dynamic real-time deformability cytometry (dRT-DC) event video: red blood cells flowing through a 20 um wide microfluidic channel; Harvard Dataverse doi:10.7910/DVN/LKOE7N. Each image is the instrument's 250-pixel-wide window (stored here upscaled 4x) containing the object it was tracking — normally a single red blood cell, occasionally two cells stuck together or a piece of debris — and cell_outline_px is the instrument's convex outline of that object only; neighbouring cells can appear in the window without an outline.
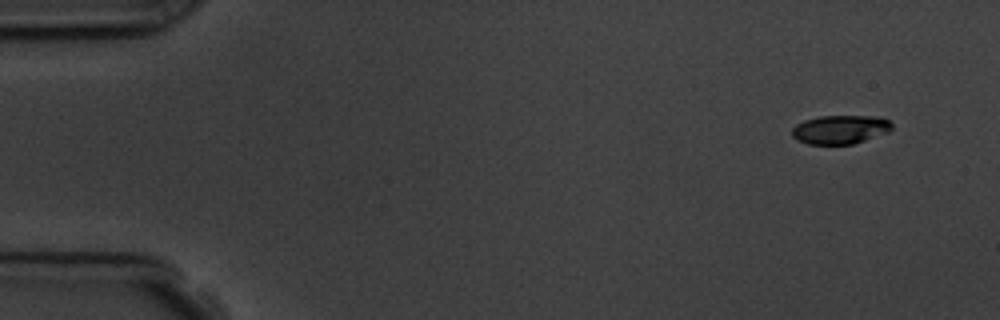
{"species": "common noctule bat (a hibernating species)", "species_latin": "Nyctalus noctula", "temperature_condition": "room temperature", "stored_images_in_passage": 4, "camera_frame_rate_fps": 3000, "um_per_image_px": 0.085, "animal": {"sex": "male", "body_mass_g": 19.5, "forearm_length_mm": 54.6}, "frame": {"image": 1, "passage_image": 1, "time_ms": 0.0, "image_size_px": [1000, 320], "cell_outline_px": [[892, 128], [888, 132], [852, 144], [808, 144], [796, 140], [792, 136], [792, 128], [796, 124], [804, 120], [820, 116], [880, 116], [888, 120], [892, 124]], "centroid_in_image_um": [71.4, 11.0], "position_along_channel_um": 13.6, "area_um2": 16.76}}
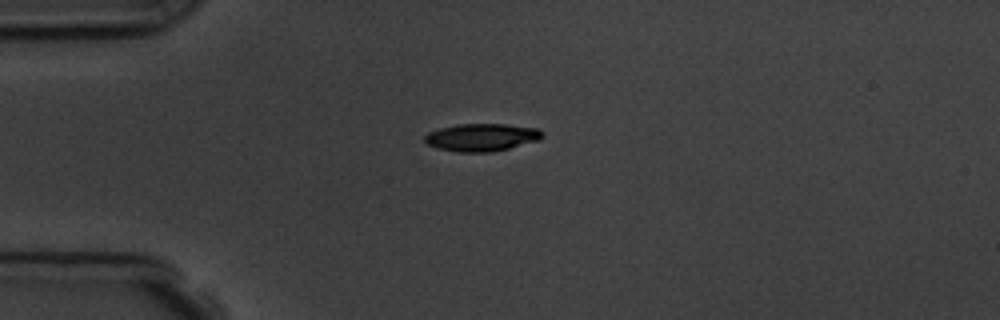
{"frame": {"image": 2, "passage_image": 4, "time_ms": 3.333, "image_size_px": [1000, 320], "cell_outline_px": [[544, 136], [540, 140], [492, 152], [460, 152], [436, 148], [428, 144], [424, 140], [424, 136], [428, 132], [440, 128], [460, 124], [504, 124], [536, 128], [544, 132]], "centroid_in_image_um": [40.95, 11.67], "position_along_channel_um": 44.1, "area_um2": 18.9}}